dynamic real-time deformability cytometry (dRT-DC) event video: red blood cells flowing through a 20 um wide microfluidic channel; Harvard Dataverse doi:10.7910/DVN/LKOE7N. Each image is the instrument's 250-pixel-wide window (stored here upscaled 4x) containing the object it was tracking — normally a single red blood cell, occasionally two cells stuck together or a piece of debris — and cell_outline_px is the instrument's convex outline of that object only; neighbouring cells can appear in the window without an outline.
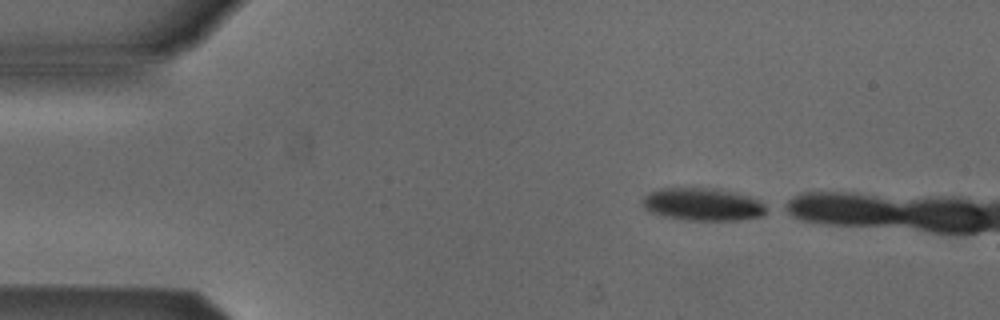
{"species": "Egyptian fruit bat (a non-hibernating species)", "species_latin": "Rousettus aegyptiacus", "temperature_condition": "cold", "stored_images_in_passage": 6, "camera_frame_rate_fps": 3000, "um_per_image_px": 0.085, "animal": {"sex": "male"}, "frame": {"image": 1, "passage_image": 1, "time_ms": 0.0, "image_size_px": [1000, 320], "cell_outline_px": [[772, 208], [760, 216], [736, 220], [688, 220], [664, 216], [648, 212], [644, 208], [640, 200], [648, 192], [660, 188], [720, 188], [752, 196], [768, 204]], "centroid_in_image_um": [59.77, 17.35], "position_along_channel_um": 25.2, "area_um2": 24.22}}